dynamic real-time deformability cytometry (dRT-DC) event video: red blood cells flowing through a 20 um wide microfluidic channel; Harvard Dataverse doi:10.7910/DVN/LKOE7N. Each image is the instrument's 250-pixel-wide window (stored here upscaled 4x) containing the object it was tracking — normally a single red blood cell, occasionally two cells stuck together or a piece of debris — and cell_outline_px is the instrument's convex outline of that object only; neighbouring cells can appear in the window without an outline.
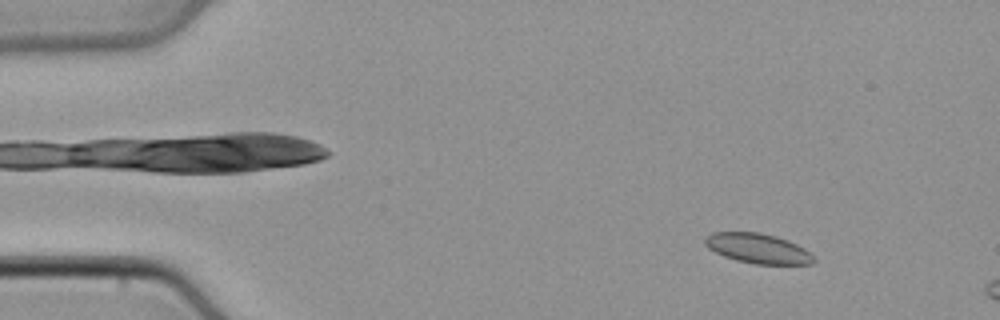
{"species": "common noctule bat (a hibernating species)", "species_latin": "Nyctalus noctula", "temperature_condition": "cold", "stored_images_in_passage": 13, "camera_frame_rate_fps": 3000, "um_per_image_px": 0.085, "animal": {"sex": "male", "body_mass_g": 21.5, "forearm_length_mm": 52.0}, "frame": {"image": 1, "passage_image": 6, "time_ms": 1.667, "image_size_px": [1000, 320], "cell_outline_px": [[816, 260], [812, 264], [756, 264], [736, 260], [724, 256], [708, 248], [704, 244], [704, 236], [712, 232], [760, 232], [776, 236], [788, 240], [804, 248]], "centroid_in_image_um": [64.39, 21.1], "position_along_channel_um": 20.6, "area_um2": 18.96}}